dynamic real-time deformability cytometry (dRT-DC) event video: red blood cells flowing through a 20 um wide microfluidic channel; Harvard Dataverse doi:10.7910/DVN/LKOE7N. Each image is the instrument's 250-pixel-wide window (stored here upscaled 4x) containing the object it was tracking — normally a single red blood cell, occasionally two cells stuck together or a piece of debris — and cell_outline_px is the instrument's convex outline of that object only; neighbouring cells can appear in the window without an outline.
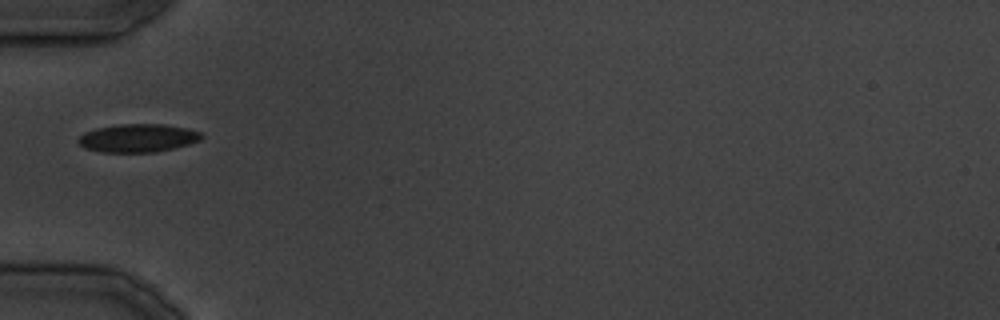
{"species": "common noctule bat (a hibernating species)", "species_latin": "Nyctalus noctula", "temperature_condition": "cold", "stored_images_in_passage": 24, "camera_frame_rate_fps": 3000, "um_per_image_px": 0.085, "animal": {"sex": "male", "body_mass_g": 19.5, "forearm_length_mm": 54.6}, "frame": {"image": 1, "passage_image": 1, "time_ms": 0.0, "image_size_px": [1000, 320], "cell_outline_px": [[204, 136], [200, 140], [188, 144], [156, 152], [100, 152], [84, 148], [76, 140], [84, 132], [96, 128], [120, 124], [164, 124], [188, 128], [200, 132]], "centroid_in_image_um": [11.7, 11.73], "position_along_channel_um": 73.3, "area_um2": 20.29}}
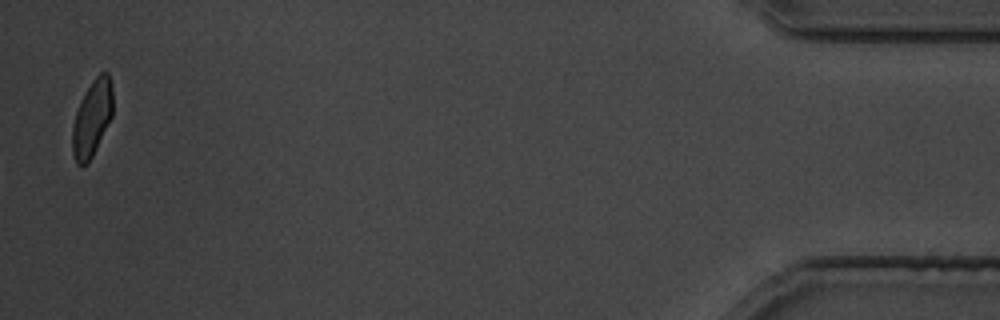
{"frame": {"image": 2, "passage_image": 24, "time_ms": 28.333, "image_size_px": [1000, 320], "cell_outline_px": [[112, 116], [88, 164], [76, 164], [72, 152], [72, 128], [76, 112], [80, 100], [84, 92], [92, 80], [100, 72], [108, 72], [112, 84]], "centroid_in_image_um": [7.82, 10.02], "position_along_channel_um": 427.4, "area_um2": 17.98}}